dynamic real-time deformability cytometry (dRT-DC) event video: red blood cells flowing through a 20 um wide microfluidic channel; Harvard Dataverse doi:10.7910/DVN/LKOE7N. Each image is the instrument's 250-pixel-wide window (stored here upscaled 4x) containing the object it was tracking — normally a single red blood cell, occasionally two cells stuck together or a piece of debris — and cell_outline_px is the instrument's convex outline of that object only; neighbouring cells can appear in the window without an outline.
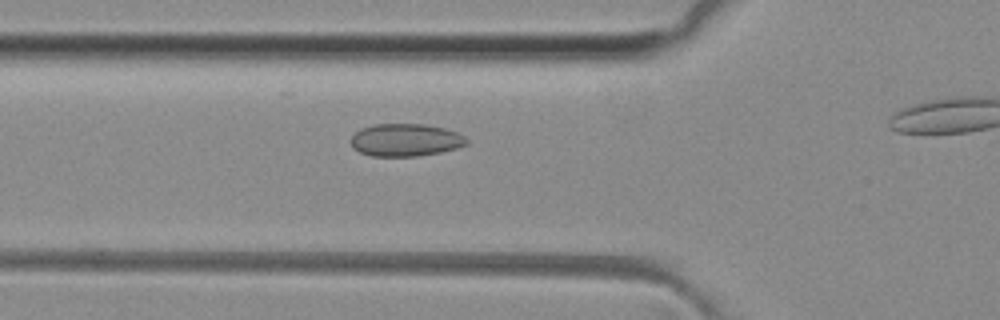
{"species": "common noctule bat (a hibernating species)", "species_latin": "Nyctalus noctula", "temperature_condition": "room temperature", "stored_images_in_passage": 33, "camera_frame_rate_fps": 3000, "um_per_image_px": 0.085, "animal": {"sex": "female", "body_mass_g": 29.2, "forearm_length_mm": 56.3}, "frame": {"image": 1, "passage_image": 10, "time_ms": 3.0, "image_size_px": [1000, 320], "cell_outline_px": [[468, 144], [456, 148], [440, 152], [416, 156], [372, 156], [360, 152], [352, 148], [352, 136], [360, 128], [372, 124], [424, 124], [444, 128], [456, 132], [464, 136], [468, 140]], "centroid_in_image_um": [34.46, 11.89], "position_along_channel_um": 91.3, "area_um2": 21.96}}
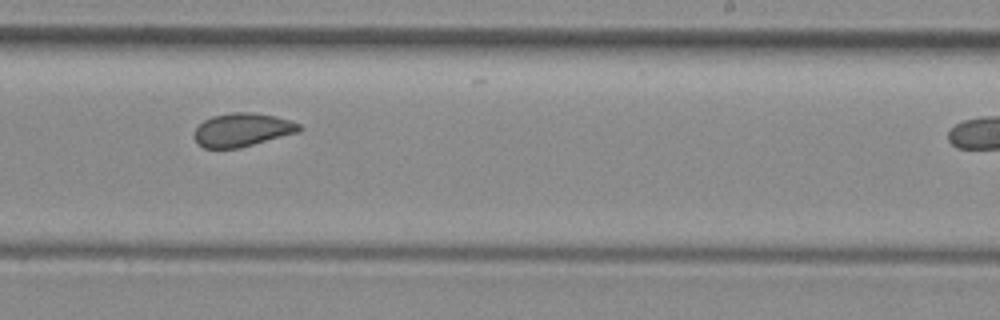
{"frame": {"image": 2, "passage_image": 23, "time_ms": 7.333, "image_size_px": [1000, 320], "cell_outline_px": [[304, 128], [300, 132], [240, 148], [204, 148], [196, 144], [192, 136], [196, 128], [204, 120], [212, 116], [232, 112], [252, 112], [276, 116], [300, 124]], "centroid_in_image_um": [20.59, 11.04], "position_along_channel_um": 268.4, "area_um2": 20.75}}
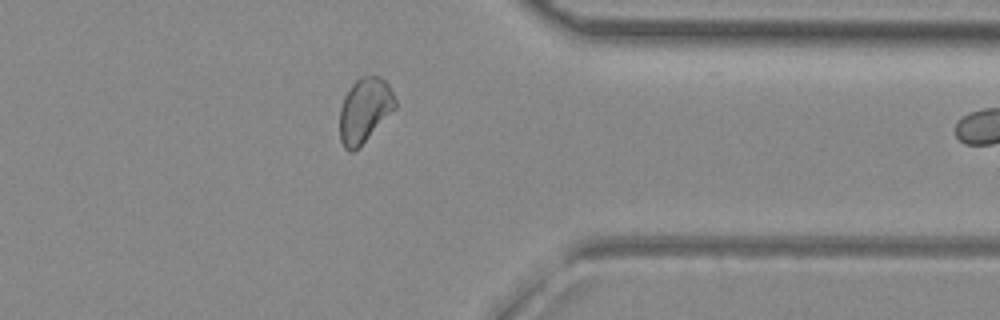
{"frame": {"image": 3, "passage_image": 32, "time_ms": 10.333, "image_size_px": [1000, 320], "cell_outline_px": [[396, 108], [352, 152], [348, 152], [344, 148], [340, 140], [340, 108], [344, 96], [352, 84], [360, 76], [376, 76], [384, 80], [388, 84], [396, 100]], "centroid_in_image_um": [30.97, 9.34], "position_along_channel_um": 380.4, "area_um2": 20.46}}